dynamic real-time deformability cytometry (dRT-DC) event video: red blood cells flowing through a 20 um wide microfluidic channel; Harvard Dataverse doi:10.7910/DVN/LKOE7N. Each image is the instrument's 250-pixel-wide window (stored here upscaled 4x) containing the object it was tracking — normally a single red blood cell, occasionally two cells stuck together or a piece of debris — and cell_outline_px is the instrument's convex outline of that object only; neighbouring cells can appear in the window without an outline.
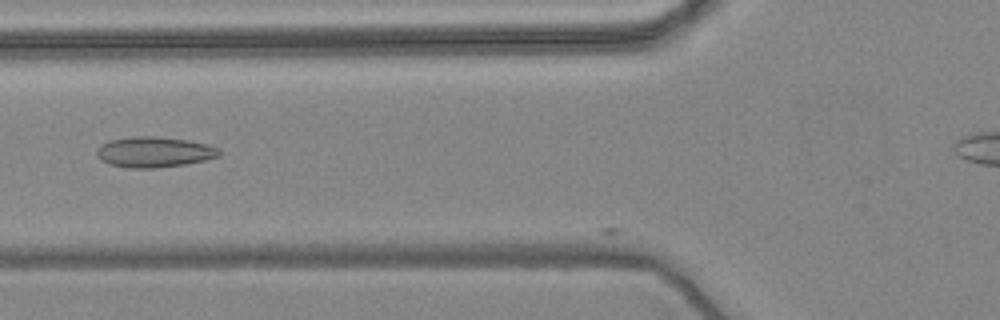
{"species": "common noctule bat (a hibernating species)", "species_latin": "Nyctalus noctula", "temperature_condition": "warm", "stored_images_in_passage": 5, "camera_frame_rate_fps": 3000, "um_per_image_px": 0.085, "animal": {"sex": "female", "body_mass_g": 24.6, "forearm_length_mm": 56.2}, "frame": {"image": 1, "passage_image": 3, "time_ms": 0.667, "image_size_px": [1000, 320], "cell_outline_px": [[220, 156], [204, 160], [184, 164], [156, 168], [128, 168], [108, 164], [100, 160], [96, 156], [96, 152], [100, 144], [112, 140], [132, 136], [156, 136], [188, 140], [208, 144], [220, 148]], "centroid_in_image_um": [13.09, 12.92], "position_along_channel_um": 112.7, "area_um2": 21.96}}